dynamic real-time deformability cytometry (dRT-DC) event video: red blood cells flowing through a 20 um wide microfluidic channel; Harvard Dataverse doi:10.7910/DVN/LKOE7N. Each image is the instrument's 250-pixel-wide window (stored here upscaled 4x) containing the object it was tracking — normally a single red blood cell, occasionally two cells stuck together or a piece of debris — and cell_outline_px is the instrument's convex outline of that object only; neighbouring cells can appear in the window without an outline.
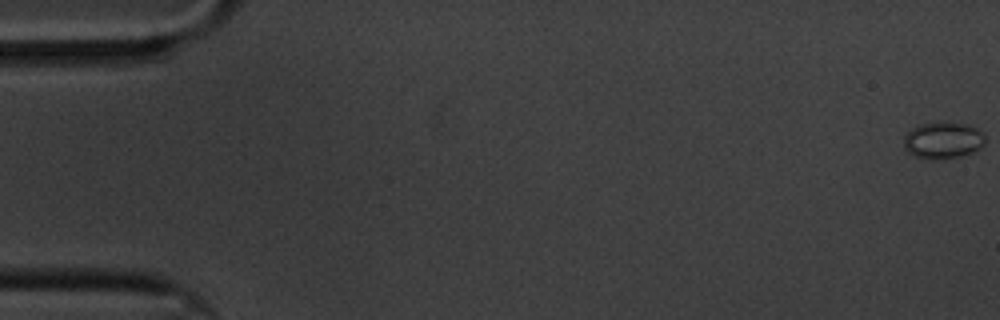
{"species": "common noctule bat (a hibernating species)", "species_latin": "Nyctalus noctula", "temperature_condition": "cold", "stored_images_in_passage": 61, "camera_frame_rate_fps": 3000, "um_per_image_px": 0.085, "animal": {"sex": "male", "body_mass_g": 20.1, "forearm_length_mm": 53.5}, "frame": {"image": 1, "passage_image": 1, "time_ms": 0.0, "image_size_px": [1000, 320], "cell_outline_px": [[984, 144], [976, 152], [964, 156], [940, 160], [928, 160], [916, 156], [908, 152], [904, 148], [904, 136], [912, 128], [920, 124], [940, 120], [948, 120], [968, 124], [976, 128], [984, 136]], "centroid_in_image_um": [80.16, 11.92], "position_along_channel_um": 4.8, "area_um2": 18.09}}
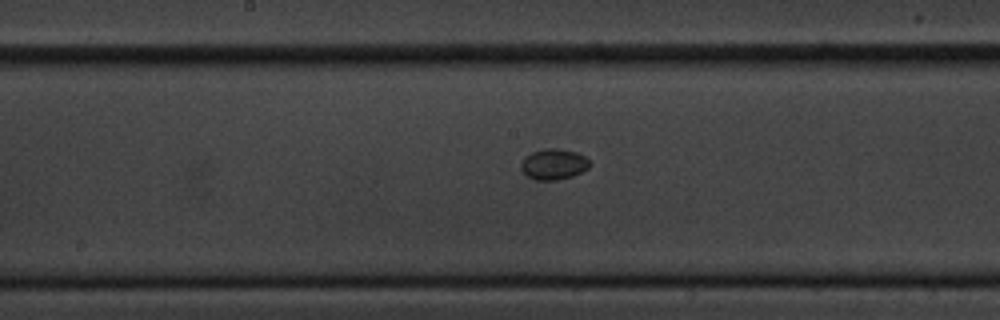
{"frame": {"image": 2, "passage_image": 32, "time_ms": 10.333, "image_size_px": [1000, 320], "cell_outline_px": [[592, 164], [588, 168], [572, 176], [556, 180], [536, 180], [528, 176], [520, 168], [520, 164], [532, 152], [544, 148], [556, 148], [576, 152], [584, 156]], "centroid_in_image_um": [47.08, 13.96], "position_along_channel_um": 201.1, "area_um2": 12.14}}
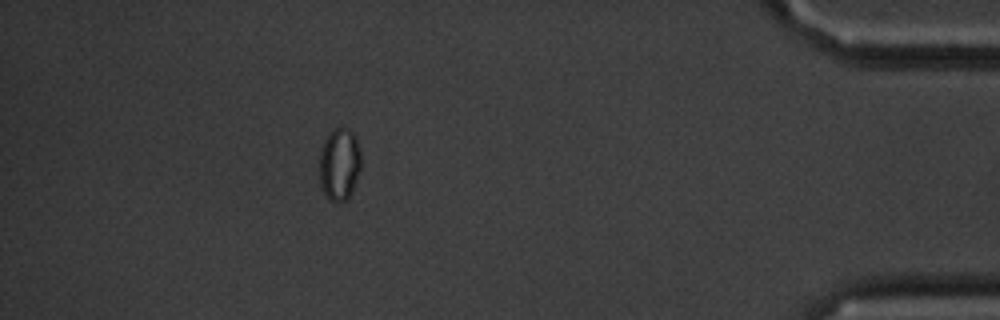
{"frame": {"image": 3, "passage_image": 55, "time_ms": 18.0, "image_size_px": [1000, 320], "cell_outline_px": [[360, 168], [352, 192], [340, 204], [336, 204], [324, 192], [320, 184], [320, 152], [324, 140], [328, 132], [336, 128], [348, 128], [352, 132], [356, 140], [360, 152]], "centroid_in_image_um": [28.84, 13.95], "position_along_channel_um": 406.4, "area_um2": 17.4}}